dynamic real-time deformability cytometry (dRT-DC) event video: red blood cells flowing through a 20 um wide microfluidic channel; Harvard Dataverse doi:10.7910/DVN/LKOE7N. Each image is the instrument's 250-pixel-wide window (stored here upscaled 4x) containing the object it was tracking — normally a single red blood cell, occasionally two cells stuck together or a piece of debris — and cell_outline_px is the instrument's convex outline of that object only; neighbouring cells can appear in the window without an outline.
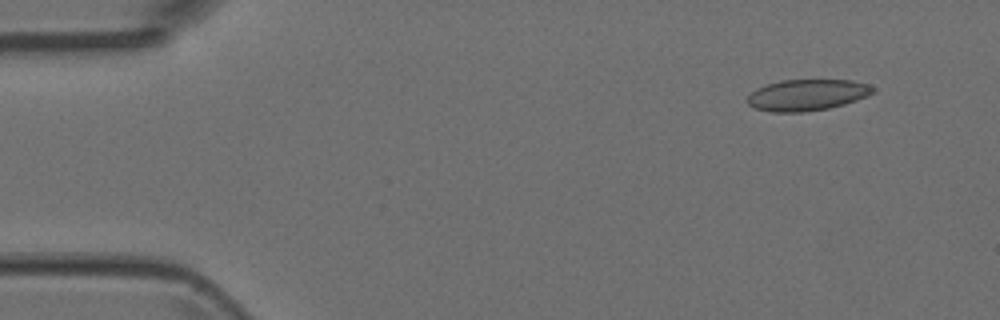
{"species": "Egyptian fruit bat (a non-hibernating species)", "species_latin": "Rousettus aegyptiacus", "temperature_condition": "room temperature", "stored_images_in_passage": 5, "segment_of_instrument_passage": [1, 2], "camera_frame_rate_fps": 3000, "um_per_image_px": 0.085, "animal": {"sex": "female"}, "frame": {"image": 1, "passage_image": 1, "time_ms": 0.0, "image_size_px": [1000, 320], "cell_outline_px": [[876, 92], [868, 96], [844, 104], [828, 108], [804, 112], [772, 112], [756, 108], [748, 104], [744, 100], [756, 88], [780, 80], [852, 80], [868, 84], [876, 88]], "centroid_in_image_um": [68.62, 8.07], "position_along_channel_um": 16.4, "area_um2": 23.0}}